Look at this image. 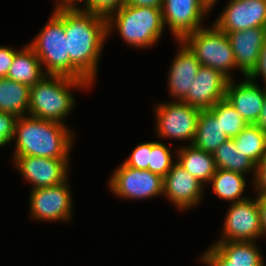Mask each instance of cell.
<instances>
[{"mask_svg":"<svg viewBox=\"0 0 266 266\" xmlns=\"http://www.w3.org/2000/svg\"><path fill=\"white\" fill-rule=\"evenodd\" d=\"M164 0H125V5L162 9Z\"/></svg>","mask_w":266,"mask_h":266,"instance_id":"37","label":"cell"},{"mask_svg":"<svg viewBox=\"0 0 266 266\" xmlns=\"http://www.w3.org/2000/svg\"><path fill=\"white\" fill-rule=\"evenodd\" d=\"M232 139L237 149H240L256 165L266 155V133L256 124H248Z\"/></svg>","mask_w":266,"mask_h":266,"instance_id":"26","label":"cell"},{"mask_svg":"<svg viewBox=\"0 0 266 266\" xmlns=\"http://www.w3.org/2000/svg\"><path fill=\"white\" fill-rule=\"evenodd\" d=\"M17 118L18 117L13 114L0 112V147L13 142Z\"/></svg>","mask_w":266,"mask_h":266,"instance_id":"31","label":"cell"},{"mask_svg":"<svg viewBox=\"0 0 266 266\" xmlns=\"http://www.w3.org/2000/svg\"><path fill=\"white\" fill-rule=\"evenodd\" d=\"M228 80L221 72L211 67L201 66L182 101L199 110H208L226 98Z\"/></svg>","mask_w":266,"mask_h":266,"instance_id":"15","label":"cell"},{"mask_svg":"<svg viewBox=\"0 0 266 266\" xmlns=\"http://www.w3.org/2000/svg\"><path fill=\"white\" fill-rule=\"evenodd\" d=\"M259 76H262L263 82L265 83L264 87L266 88V41L261 48L257 66L247 77L255 82L256 78L258 79Z\"/></svg>","mask_w":266,"mask_h":266,"instance_id":"35","label":"cell"},{"mask_svg":"<svg viewBox=\"0 0 266 266\" xmlns=\"http://www.w3.org/2000/svg\"><path fill=\"white\" fill-rule=\"evenodd\" d=\"M256 125L264 132L266 133V95L264 98V104H263V108L261 110V115L258 119V121L256 122Z\"/></svg>","mask_w":266,"mask_h":266,"instance_id":"39","label":"cell"},{"mask_svg":"<svg viewBox=\"0 0 266 266\" xmlns=\"http://www.w3.org/2000/svg\"><path fill=\"white\" fill-rule=\"evenodd\" d=\"M150 154L151 142H144L138 144L123 163L126 166L136 169H148Z\"/></svg>","mask_w":266,"mask_h":266,"instance_id":"30","label":"cell"},{"mask_svg":"<svg viewBox=\"0 0 266 266\" xmlns=\"http://www.w3.org/2000/svg\"><path fill=\"white\" fill-rule=\"evenodd\" d=\"M17 51L18 49L16 50L8 46H0V78L7 77Z\"/></svg>","mask_w":266,"mask_h":266,"instance_id":"34","label":"cell"},{"mask_svg":"<svg viewBox=\"0 0 266 266\" xmlns=\"http://www.w3.org/2000/svg\"><path fill=\"white\" fill-rule=\"evenodd\" d=\"M64 30L69 51V77L93 85L100 55L108 40L107 19L80 9H64Z\"/></svg>","mask_w":266,"mask_h":266,"instance_id":"1","label":"cell"},{"mask_svg":"<svg viewBox=\"0 0 266 266\" xmlns=\"http://www.w3.org/2000/svg\"><path fill=\"white\" fill-rule=\"evenodd\" d=\"M221 237L216 242L255 241L261 237V219L257 196L231 203Z\"/></svg>","mask_w":266,"mask_h":266,"instance_id":"11","label":"cell"},{"mask_svg":"<svg viewBox=\"0 0 266 266\" xmlns=\"http://www.w3.org/2000/svg\"><path fill=\"white\" fill-rule=\"evenodd\" d=\"M176 151V162L204 186L209 184L217 169L213 154L198 149L192 144L179 146Z\"/></svg>","mask_w":266,"mask_h":266,"instance_id":"19","label":"cell"},{"mask_svg":"<svg viewBox=\"0 0 266 266\" xmlns=\"http://www.w3.org/2000/svg\"><path fill=\"white\" fill-rule=\"evenodd\" d=\"M84 3L80 10L108 19L125 4V0H85Z\"/></svg>","mask_w":266,"mask_h":266,"instance_id":"29","label":"cell"},{"mask_svg":"<svg viewBox=\"0 0 266 266\" xmlns=\"http://www.w3.org/2000/svg\"><path fill=\"white\" fill-rule=\"evenodd\" d=\"M217 1H218V0H211V1H210L211 11H212V7H213L214 5H216ZM228 1H232V0H228Z\"/></svg>","mask_w":266,"mask_h":266,"instance_id":"40","label":"cell"},{"mask_svg":"<svg viewBox=\"0 0 266 266\" xmlns=\"http://www.w3.org/2000/svg\"><path fill=\"white\" fill-rule=\"evenodd\" d=\"M12 159L14 168L32 184L31 189L60 185L69 179V159L37 156H13Z\"/></svg>","mask_w":266,"mask_h":266,"instance_id":"12","label":"cell"},{"mask_svg":"<svg viewBox=\"0 0 266 266\" xmlns=\"http://www.w3.org/2000/svg\"><path fill=\"white\" fill-rule=\"evenodd\" d=\"M114 28L130 47L152 48L164 32L162 10L124 4L107 19L108 36Z\"/></svg>","mask_w":266,"mask_h":266,"instance_id":"4","label":"cell"},{"mask_svg":"<svg viewBox=\"0 0 266 266\" xmlns=\"http://www.w3.org/2000/svg\"><path fill=\"white\" fill-rule=\"evenodd\" d=\"M225 33L234 53L236 67L247 77L258 64L261 48L266 41V27Z\"/></svg>","mask_w":266,"mask_h":266,"instance_id":"17","label":"cell"},{"mask_svg":"<svg viewBox=\"0 0 266 266\" xmlns=\"http://www.w3.org/2000/svg\"><path fill=\"white\" fill-rule=\"evenodd\" d=\"M171 152V148L164 143L159 141L151 142L148 170L164 178L175 164Z\"/></svg>","mask_w":266,"mask_h":266,"instance_id":"28","label":"cell"},{"mask_svg":"<svg viewBox=\"0 0 266 266\" xmlns=\"http://www.w3.org/2000/svg\"><path fill=\"white\" fill-rule=\"evenodd\" d=\"M261 219V237L266 235V195H257Z\"/></svg>","mask_w":266,"mask_h":266,"instance_id":"36","label":"cell"},{"mask_svg":"<svg viewBox=\"0 0 266 266\" xmlns=\"http://www.w3.org/2000/svg\"><path fill=\"white\" fill-rule=\"evenodd\" d=\"M29 103L30 86L7 77L0 78V112L19 118L28 114Z\"/></svg>","mask_w":266,"mask_h":266,"instance_id":"21","label":"cell"},{"mask_svg":"<svg viewBox=\"0 0 266 266\" xmlns=\"http://www.w3.org/2000/svg\"><path fill=\"white\" fill-rule=\"evenodd\" d=\"M200 262L206 266H265V265H240L230 262L212 245L201 255Z\"/></svg>","mask_w":266,"mask_h":266,"instance_id":"32","label":"cell"},{"mask_svg":"<svg viewBox=\"0 0 266 266\" xmlns=\"http://www.w3.org/2000/svg\"><path fill=\"white\" fill-rule=\"evenodd\" d=\"M213 246L230 262L240 265H265L255 241L215 242Z\"/></svg>","mask_w":266,"mask_h":266,"instance_id":"25","label":"cell"},{"mask_svg":"<svg viewBox=\"0 0 266 266\" xmlns=\"http://www.w3.org/2000/svg\"><path fill=\"white\" fill-rule=\"evenodd\" d=\"M108 189L115 196L124 199H149L163 196V177L148 169H136L124 163L110 176Z\"/></svg>","mask_w":266,"mask_h":266,"instance_id":"8","label":"cell"},{"mask_svg":"<svg viewBox=\"0 0 266 266\" xmlns=\"http://www.w3.org/2000/svg\"><path fill=\"white\" fill-rule=\"evenodd\" d=\"M219 121L222 133L229 139L239 135L248 125L243 117L225 99L217 102L212 108L208 109Z\"/></svg>","mask_w":266,"mask_h":266,"instance_id":"27","label":"cell"},{"mask_svg":"<svg viewBox=\"0 0 266 266\" xmlns=\"http://www.w3.org/2000/svg\"><path fill=\"white\" fill-rule=\"evenodd\" d=\"M177 42L180 47L178 53L174 56V60H172L168 72L167 86L170 96L175 100L182 101L186 97L189 88H191L201 64L183 41Z\"/></svg>","mask_w":266,"mask_h":266,"instance_id":"18","label":"cell"},{"mask_svg":"<svg viewBox=\"0 0 266 266\" xmlns=\"http://www.w3.org/2000/svg\"><path fill=\"white\" fill-rule=\"evenodd\" d=\"M154 108L158 138L189 140L192 144L201 110L179 100L159 103Z\"/></svg>","mask_w":266,"mask_h":266,"instance_id":"7","label":"cell"},{"mask_svg":"<svg viewBox=\"0 0 266 266\" xmlns=\"http://www.w3.org/2000/svg\"><path fill=\"white\" fill-rule=\"evenodd\" d=\"M28 45L46 74L69 76V51L64 30V9L53 11L43 29Z\"/></svg>","mask_w":266,"mask_h":266,"instance_id":"5","label":"cell"},{"mask_svg":"<svg viewBox=\"0 0 266 266\" xmlns=\"http://www.w3.org/2000/svg\"><path fill=\"white\" fill-rule=\"evenodd\" d=\"M243 78L239 83H235L233 79L228 80L226 100L248 124H256L263 108L266 88L261 89L248 77Z\"/></svg>","mask_w":266,"mask_h":266,"instance_id":"16","label":"cell"},{"mask_svg":"<svg viewBox=\"0 0 266 266\" xmlns=\"http://www.w3.org/2000/svg\"><path fill=\"white\" fill-rule=\"evenodd\" d=\"M245 175L228 171L224 169H216L211 181L213 193L221 200H228L231 203L240 202L249 197L243 196V192L247 185Z\"/></svg>","mask_w":266,"mask_h":266,"instance_id":"23","label":"cell"},{"mask_svg":"<svg viewBox=\"0 0 266 266\" xmlns=\"http://www.w3.org/2000/svg\"><path fill=\"white\" fill-rule=\"evenodd\" d=\"M229 138L222 133L219 121L209 110L199 113L197 129L192 145L209 153L214 151Z\"/></svg>","mask_w":266,"mask_h":266,"instance_id":"22","label":"cell"},{"mask_svg":"<svg viewBox=\"0 0 266 266\" xmlns=\"http://www.w3.org/2000/svg\"><path fill=\"white\" fill-rule=\"evenodd\" d=\"M257 195H266V155L256 166V174L252 179Z\"/></svg>","mask_w":266,"mask_h":266,"instance_id":"33","label":"cell"},{"mask_svg":"<svg viewBox=\"0 0 266 266\" xmlns=\"http://www.w3.org/2000/svg\"><path fill=\"white\" fill-rule=\"evenodd\" d=\"M74 133L67 125L30 115L17 118L13 139V156H37L69 159Z\"/></svg>","mask_w":266,"mask_h":266,"instance_id":"2","label":"cell"},{"mask_svg":"<svg viewBox=\"0 0 266 266\" xmlns=\"http://www.w3.org/2000/svg\"><path fill=\"white\" fill-rule=\"evenodd\" d=\"M163 182V196L178 210L186 211L202 201L204 185L177 162L165 175Z\"/></svg>","mask_w":266,"mask_h":266,"instance_id":"14","label":"cell"},{"mask_svg":"<svg viewBox=\"0 0 266 266\" xmlns=\"http://www.w3.org/2000/svg\"><path fill=\"white\" fill-rule=\"evenodd\" d=\"M46 75L39 58L27 44L16 52L13 63L7 73V78L33 86Z\"/></svg>","mask_w":266,"mask_h":266,"instance_id":"20","label":"cell"},{"mask_svg":"<svg viewBox=\"0 0 266 266\" xmlns=\"http://www.w3.org/2000/svg\"><path fill=\"white\" fill-rule=\"evenodd\" d=\"M161 10L164 27L168 26L176 41H182L203 27L211 7L210 0H164Z\"/></svg>","mask_w":266,"mask_h":266,"instance_id":"10","label":"cell"},{"mask_svg":"<svg viewBox=\"0 0 266 266\" xmlns=\"http://www.w3.org/2000/svg\"><path fill=\"white\" fill-rule=\"evenodd\" d=\"M213 158L217 169L234 171L247 176V173L256 174V164L244 153L237 149L233 139H228L222 143L213 153Z\"/></svg>","mask_w":266,"mask_h":266,"instance_id":"24","label":"cell"},{"mask_svg":"<svg viewBox=\"0 0 266 266\" xmlns=\"http://www.w3.org/2000/svg\"><path fill=\"white\" fill-rule=\"evenodd\" d=\"M68 180L60 185L32 189L30 192V216L36 221L70 222L73 199Z\"/></svg>","mask_w":266,"mask_h":266,"instance_id":"9","label":"cell"},{"mask_svg":"<svg viewBox=\"0 0 266 266\" xmlns=\"http://www.w3.org/2000/svg\"><path fill=\"white\" fill-rule=\"evenodd\" d=\"M195 54L201 66L211 67L229 80L231 70L236 69V61L227 34L214 24L211 28L202 27L188 34L182 40Z\"/></svg>","mask_w":266,"mask_h":266,"instance_id":"6","label":"cell"},{"mask_svg":"<svg viewBox=\"0 0 266 266\" xmlns=\"http://www.w3.org/2000/svg\"><path fill=\"white\" fill-rule=\"evenodd\" d=\"M83 3L85 0H57L56 7L54 6V11L61 9H79L78 3ZM79 6V7H78Z\"/></svg>","mask_w":266,"mask_h":266,"instance_id":"38","label":"cell"},{"mask_svg":"<svg viewBox=\"0 0 266 266\" xmlns=\"http://www.w3.org/2000/svg\"><path fill=\"white\" fill-rule=\"evenodd\" d=\"M214 25L224 32L266 27V0H232Z\"/></svg>","mask_w":266,"mask_h":266,"instance_id":"13","label":"cell"},{"mask_svg":"<svg viewBox=\"0 0 266 266\" xmlns=\"http://www.w3.org/2000/svg\"><path fill=\"white\" fill-rule=\"evenodd\" d=\"M91 86L86 80L47 74L36 85L30 86L28 115L64 124L76 104L71 90H86Z\"/></svg>","mask_w":266,"mask_h":266,"instance_id":"3","label":"cell"}]
</instances>
